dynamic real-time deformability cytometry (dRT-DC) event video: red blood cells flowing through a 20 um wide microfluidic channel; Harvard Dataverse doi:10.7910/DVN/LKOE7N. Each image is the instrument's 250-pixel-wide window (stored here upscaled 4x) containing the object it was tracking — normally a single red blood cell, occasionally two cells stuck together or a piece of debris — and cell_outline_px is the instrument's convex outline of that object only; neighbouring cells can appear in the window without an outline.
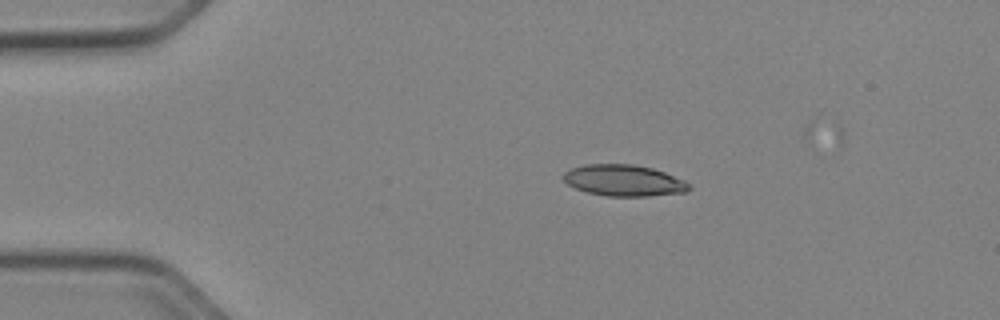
{"species": "Egyptian fruit bat (a non-hibernating species)", "species_latin": "Rousettus aegyptiacus", "temperature_condition": "cold", "stored_images_in_passage": 40, "camera_frame_rate_fps": 3000, "um_per_image_px": 0.085, "animal": {"sex": "female"}, "frame": {"image": 1, "passage_image": 1, "time_ms": 0.0, "image_size_px": [1000, 320], "cell_outline_px": [[692, 188], [684, 192], [648, 196], [608, 196], [588, 192], [576, 188], [568, 184], [564, 180], [564, 172], [572, 168], [584, 164], [632, 164], [652, 168], [664, 172], [684, 180]], "centroid_in_image_um": [53.03, 15.33], "position_along_channel_um": 32.0, "area_um2": 22.72}}
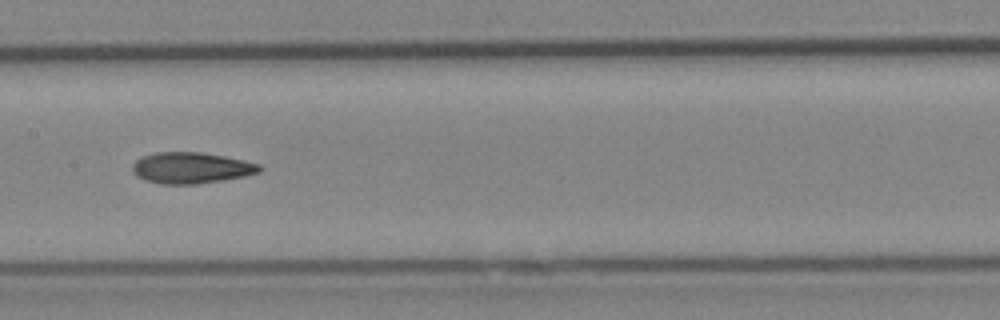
{"frame": {"image": 2, "passage_image": 17, "time_ms": 5.333, "image_size_px": [1000, 320], "cell_outline_px": [[264, 168], [260, 172], [244, 176], [196, 184], [160, 184], [136, 176], [132, 172], [132, 164], [140, 156], [156, 152], [200, 152], [224, 156], [244, 160], [260, 164]], "centroid_in_image_um": [16.24, 14.26], "position_along_channel_um": 191.2, "area_um2": 23.12}}
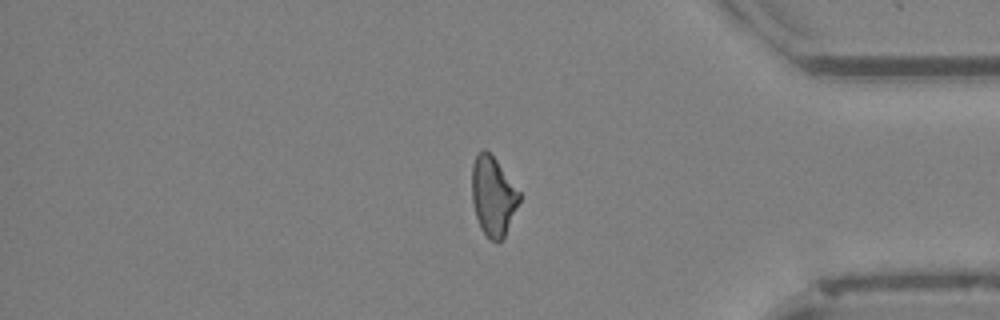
{"frame": {"image": 3, "passage_image": 34, "time_ms": 11.0, "image_size_px": [1000, 320], "cell_outline_px": [[520, 200], [504, 236], [496, 244], [480, 228], [476, 216], [472, 200], [472, 164], [476, 156], [484, 148], [496, 160], [520, 192]], "centroid_in_image_um": [41.9, 16.67], "position_along_channel_um": 393.3, "area_um2": 21.5}}